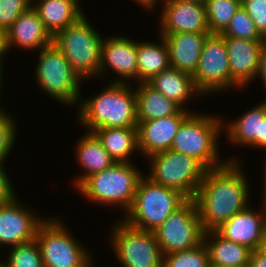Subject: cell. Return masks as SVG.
Listing matches in <instances>:
<instances>
[{
  "label": "cell",
  "instance_id": "8d00e7d4",
  "mask_svg": "<svg viewBox=\"0 0 266 267\" xmlns=\"http://www.w3.org/2000/svg\"><path fill=\"white\" fill-rule=\"evenodd\" d=\"M136 2L137 5L141 6V8H144L145 11L153 12L156 11L155 9H159L160 3L164 6L168 0H132Z\"/></svg>",
  "mask_w": 266,
  "mask_h": 267
},
{
  "label": "cell",
  "instance_id": "30bf717a",
  "mask_svg": "<svg viewBox=\"0 0 266 267\" xmlns=\"http://www.w3.org/2000/svg\"><path fill=\"white\" fill-rule=\"evenodd\" d=\"M110 248L122 267H162L163 255L153 231H143L119 219L111 227Z\"/></svg>",
  "mask_w": 266,
  "mask_h": 267
},
{
  "label": "cell",
  "instance_id": "836d02e7",
  "mask_svg": "<svg viewBox=\"0 0 266 267\" xmlns=\"http://www.w3.org/2000/svg\"><path fill=\"white\" fill-rule=\"evenodd\" d=\"M30 6L31 0H0V30L6 32Z\"/></svg>",
  "mask_w": 266,
  "mask_h": 267
},
{
  "label": "cell",
  "instance_id": "ffe728a7",
  "mask_svg": "<svg viewBox=\"0 0 266 267\" xmlns=\"http://www.w3.org/2000/svg\"><path fill=\"white\" fill-rule=\"evenodd\" d=\"M159 35L163 36L168 46L171 67L193 75L200 59L204 41L210 33L182 32Z\"/></svg>",
  "mask_w": 266,
  "mask_h": 267
},
{
  "label": "cell",
  "instance_id": "d590c367",
  "mask_svg": "<svg viewBox=\"0 0 266 267\" xmlns=\"http://www.w3.org/2000/svg\"><path fill=\"white\" fill-rule=\"evenodd\" d=\"M5 169L6 166L0 165V205L9 202L17 195L11 177Z\"/></svg>",
  "mask_w": 266,
  "mask_h": 267
},
{
  "label": "cell",
  "instance_id": "9c48e42d",
  "mask_svg": "<svg viewBox=\"0 0 266 267\" xmlns=\"http://www.w3.org/2000/svg\"><path fill=\"white\" fill-rule=\"evenodd\" d=\"M148 173L152 182L182 192L194 199L207 169L195 158L171 149L149 156Z\"/></svg>",
  "mask_w": 266,
  "mask_h": 267
},
{
  "label": "cell",
  "instance_id": "e575fe53",
  "mask_svg": "<svg viewBox=\"0 0 266 267\" xmlns=\"http://www.w3.org/2000/svg\"><path fill=\"white\" fill-rule=\"evenodd\" d=\"M241 7L249 14L259 33L266 39V0H241Z\"/></svg>",
  "mask_w": 266,
  "mask_h": 267
},
{
  "label": "cell",
  "instance_id": "7bdbcfd3",
  "mask_svg": "<svg viewBox=\"0 0 266 267\" xmlns=\"http://www.w3.org/2000/svg\"><path fill=\"white\" fill-rule=\"evenodd\" d=\"M264 151H266V148H265V150ZM266 156V155H265ZM266 158V157H265ZM264 163L265 164H263V166H265V167H263V169H264V171H263V177H262V191H264L263 192V196H264V198H263V200H265L266 201V159H264Z\"/></svg>",
  "mask_w": 266,
  "mask_h": 267
},
{
  "label": "cell",
  "instance_id": "7402d4cb",
  "mask_svg": "<svg viewBox=\"0 0 266 267\" xmlns=\"http://www.w3.org/2000/svg\"><path fill=\"white\" fill-rule=\"evenodd\" d=\"M32 7L52 37L85 15L80 0H32Z\"/></svg>",
  "mask_w": 266,
  "mask_h": 267
},
{
  "label": "cell",
  "instance_id": "83f0119b",
  "mask_svg": "<svg viewBox=\"0 0 266 267\" xmlns=\"http://www.w3.org/2000/svg\"><path fill=\"white\" fill-rule=\"evenodd\" d=\"M136 94L137 122L175 115L181 107L168 99L147 82L134 84Z\"/></svg>",
  "mask_w": 266,
  "mask_h": 267
},
{
  "label": "cell",
  "instance_id": "3957f363",
  "mask_svg": "<svg viewBox=\"0 0 266 267\" xmlns=\"http://www.w3.org/2000/svg\"><path fill=\"white\" fill-rule=\"evenodd\" d=\"M220 116L215 113L191 112L182 121L171 150L195 158L207 170L225 165L229 160L220 157L222 152L218 145L226 120Z\"/></svg>",
  "mask_w": 266,
  "mask_h": 267
},
{
  "label": "cell",
  "instance_id": "f546056e",
  "mask_svg": "<svg viewBox=\"0 0 266 267\" xmlns=\"http://www.w3.org/2000/svg\"><path fill=\"white\" fill-rule=\"evenodd\" d=\"M7 254L2 261L7 267H44L36 239L10 247Z\"/></svg>",
  "mask_w": 266,
  "mask_h": 267
},
{
  "label": "cell",
  "instance_id": "7c38bea8",
  "mask_svg": "<svg viewBox=\"0 0 266 267\" xmlns=\"http://www.w3.org/2000/svg\"><path fill=\"white\" fill-rule=\"evenodd\" d=\"M192 77L196 89L203 96L231 92L229 57L221 35L210 34L206 38Z\"/></svg>",
  "mask_w": 266,
  "mask_h": 267
},
{
  "label": "cell",
  "instance_id": "7dc6e473",
  "mask_svg": "<svg viewBox=\"0 0 266 267\" xmlns=\"http://www.w3.org/2000/svg\"><path fill=\"white\" fill-rule=\"evenodd\" d=\"M0 267H7V266L1 262Z\"/></svg>",
  "mask_w": 266,
  "mask_h": 267
},
{
  "label": "cell",
  "instance_id": "2e32d148",
  "mask_svg": "<svg viewBox=\"0 0 266 267\" xmlns=\"http://www.w3.org/2000/svg\"><path fill=\"white\" fill-rule=\"evenodd\" d=\"M160 7L158 34L210 33L205 4L168 0Z\"/></svg>",
  "mask_w": 266,
  "mask_h": 267
},
{
  "label": "cell",
  "instance_id": "5b68a950",
  "mask_svg": "<svg viewBox=\"0 0 266 267\" xmlns=\"http://www.w3.org/2000/svg\"><path fill=\"white\" fill-rule=\"evenodd\" d=\"M188 200L182 192L156 184L144 175L138 183L132 206L120 219L136 229L155 231Z\"/></svg>",
  "mask_w": 266,
  "mask_h": 267
},
{
  "label": "cell",
  "instance_id": "8992f818",
  "mask_svg": "<svg viewBox=\"0 0 266 267\" xmlns=\"http://www.w3.org/2000/svg\"><path fill=\"white\" fill-rule=\"evenodd\" d=\"M86 16L85 14L76 23L52 37V43L63 53L84 82L85 79L97 80L99 77L101 47L105 37Z\"/></svg>",
  "mask_w": 266,
  "mask_h": 267
},
{
  "label": "cell",
  "instance_id": "d6a6232c",
  "mask_svg": "<svg viewBox=\"0 0 266 267\" xmlns=\"http://www.w3.org/2000/svg\"><path fill=\"white\" fill-rule=\"evenodd\" d=\"M12 114L0 107V165H6L8 155L11 156V150L14 148L17 139L16 120Z\"/></svg>",
  "mask_w": 266,
  "mask_h": 267
},
{
  "label": "cell",
  "instance_id": "f6af8a7d",
  "mask_svg": "<svg viewBox=\"0 0 266 267\" xmlns=\"http://www.w3.org/2000/svg\"><path fill=\"white\" fill-rule=\"evenodd\" d=\"M205 4L206 0H177Z\"/></svg>",
  "mask_w": 266,
  "mask_h": 267
},
{
  "label": "cell",
  "instance_id": "9a60e30c",
  "mask_svg": "<svg viewBox=\"0 0 266 267\" xmlns=\"http://www.w3.org/2000/svg\"><path fill=\"white\" fill-rule=\"evenodd\" d=\"M222 37L229 57L231 89L243 90V87H247L256 80L261 52L266 41Z\"/></svg>",
  "mask_w": 266,
  "mask_h": 267
},
{
  "label": "cell",
  "instance_id": "e0dca14e",
  "mask_svg": "<svg viewBox=\"0 0 266 267\" xmlns=\"http://www.w3.org/2000/svg\"><path fill=\"white\" fill-rule=\"evenodd\" d=\"M191 113L180 109L175 115L138 122V147L144 159L171 149L173 139L182 121Z\"/></svg>",
  "mask_w": 266,
  "mask_h": 267
},
{
  "label": "cell",
  "instance_id": "d6986e66",
  "mask_svg": "<svg viewBox=\"0 0 266 267\" xmlns=\"http://www.w3.org/2000/svg\"><path fill=\"white\" fill-rule=\"evenodd\" d=\"M6 39L8 51L17 47L33 52L52 44V36L32 6L25 10L6 31Z\"/></svg>",
  "mask_w": 266,
  "mask_h": 267
},
{
  "label": "cell",
  "instance_id": "484cf974",
  "mask_svg": "<svg viewBox=\"0 0 266 267\" xmlns=\"http://www.w3.org/2000/svg\"><path fill=\"white\" fill-rule=\"evenodd\" d=\"M93 133L115 162H132L131 157L134 154L141 156L137 127L97 128Z\"/></svg>",
  "mask_w": 266,
  "mask_h": 267
},
{
  "label": "cell",
  "instance_id": "52a82bcc",
  "mask_svg": "<svg viewBox=\"0 0 266 267\" xmlns=\"http://www.w3.org/2000/svg\"><path fill=\"white\" fill-rule=\"evenodd\" d=\"M34 80L40 90L63 104L77 108L84 82L63 53L52 43L38 51Z\"/></svg>",
  "mask_w": 266,
  "mask_h": 267
},
{
  "label": "cell",
  "instance_id": "cb8c5ba5",
  "mask_svg": "<svg viewBox=\"0 0 266 267\" xmlns=\"http://www.w3.org/2000/svg\"><path fill=\"white\" fill-rule=\"evenodd\" d=\"M147 83L168 99L173 100L182 109L191 112L195 110L187 109L186 104L194 100V98H204L196 89L192 75L181 72L173 67L163 70L158 75L152 77Z\"/></svg>",
  "mask_w": 266,
  "mask_h": 267
},
{
  "label": "cell",
  "instance_id": "d4e9b609",
  "mask_svg": "<svg viewBox=\"0 0 266 267\" xmlns=\"http://www.w3.org/2000/svg\"><path fill=\"white\" fill-rule=\"evenodd\" d=\"M203 243L208 251L210 265L249 266L253 250L225 239L216 230L206 231Z\"/></svg>",
  "mask_w": 266,
  "mask_h": 267
},
{
  "label": "cell",
  "instance_id": "277c9868",
  "mask_svg": "<svg viewBox=\"0 0 266 267\" xmlns=\"http://www.w3.org/2000/svg\"><path fill=\"white\" fill-rule=\"evenodd\" d=\"M134 164L115 162L109 168L87 177L76 189L92 203L116 206L126 213L132 206L138 183L144 176V172Z\"/></svg>",
  "mask_w": 266,
  "mask_h": 267
},
{
  "label": "cell",
  "instance_id": "6da1fadb",
  "mask_svg": "<svg viewBox=\"0 0 266 267\" xmlns=\"http://www.w3.org/2000/svg\"><path fill=\"white\" fill-rule=\"evenodd\" d=\"M237 156L228 157L223 166L207 170L196 192L194 201L205 232L216 230L251 204L250 180Z\"/></svg>",
  "mask_w": 266,
  "mask_h": 267
},
{
  "label": "cell",
  "instance_id": "ab89813d",
  "mask_svg": "<svg viewBox=\"0 0 266 267\" xmlns=\"http://www.w3.org/2000/svg\"><path fill=\"white\" fill-rule=\"evenodd\" d=\"M8 51L7 48V39H6V32L0 30V65L4 66V60L6 59Z\"/></svg>",
  "mask_w": 266,
  "mask_h": 267
},
{
  "label": "cell",
  "instance_id": "5bb4252c",
  "mask_svg": "<svg viewBox=\"0 0 266 267\" xmlns=\"http://www.w3.org/2000/svg\"><path fill=\"white\" fill-rule=\"evenodd\" d=\"M109 70L116 77L110 78L111 83L137 84V40L127 36L108 35L101 47V66L99 78L105 77ZM129 80V81H128Z\"/></svg>",
  "mask_w": 266,
  "mask_h": 267
},
{
  "label": "cell",
  "instance_id": "7a4b0ae2",
  "mask_svg": "<svg viewBox=\"0 0 266 267\" xmlns=\"http://www.w3.org/2000/svg\"><path fill=\"white\" fill-rule=\"evenodd\" d=\"M106 84L109 85L100 93L88 98L81 96L76 108L78 124L86 130L85 132H93L97 128L137 127L134 84L111 82Z\"/></svg>",
  "mask_w": 266,
  "mask_h": 267
},
{
  "label": "cell",
  "instance_id": "b9f144b4",
  "mask_svg": "<svg viewBox=\"0 0 266 267\" xmlns=\"http://www.w3.org/2000/svg\"><path fill=\"white\" fill-rule=\"evenodd\" d=\"M257 251L260 254H262V255H264L266 257V231L263 234V237H262V239H261V241L259 243V246L257 248Z\"/></svg>",
  "mask_w": 266,
  "mask_h": 267
},
{
  "label": "cell",
  "instance_id": "ba28073f",
  "mask_svg": "<svg viewBox=\"0 0 266 267\" xmlns=\"http://www.w3.org/2000/svg\"><path fill=\"white\" fill-rule=\"evenodd\" d=\"M35 239L44 267H95L92 252L69 232L64 221L57 216L48 217L39 226Z\"/></svg>",
  "mask_w": 266,
  "mask_h": 267
},
{
  "label": "cell",
  "instance_id": "603a6c76",
  "mask_svg": "<svg viewBox=\"0 0 266 267\" xmlns=\"http://www.w3.org/2000/svg\"><path fill=\"white\" fill-rule=\"evenodd\" d=\"M76 142V148H74L75 161H77L79 167L81 166L79 169L84 171L72 181L75 188L90 175L103 171L115 163L93 132H86Z\"/></svg>",
  "mask_w": 266,
  "mask_h": 267
},
{
  "label": "cell",
  "instance_id": "74e56055",
  "mask_svg": "<svg viewBox=\"0 0 266 267\" xmlns=\"http://www.w3.org/2000/svg\"><path fill=\"white\" fill-rule=\"evenodd\" d=\"M256 78H261V81L263 82V88L265 87L266 90V44L262 49L261 56H260V64L258 73L256 75ZM266 92V91H265ZM266 100V98H265Z\"/></svg>",
  "mask_w": 266,
  "mask_h": 267
},
{
  "label": "cell",
  "instance_id": "4316f807",
  "mask_svg": "<svg viewBox=\"0 0 266 267\" xmlns=\"http://www.w3.org/2000/svg\"><path fill=\"white\" fill-rule=\"evenodd\" d=\"M157 37V42L137 41V83L148 82L171 67L168 46L163 36Z\"/></svg>",
  "mask_w": 266,
  "mask_h": 267
},
{
  "label": "cell",
  "instance_id": "4fadbf2b",
  "mask_svg": "<svg viewBox=\"0 0 266 267\" xmlns=\"http://www.w3.org/2000/svg\"><path fill=\"white\" fill-rule=\"evenodd\" d=\"M21 202L16 195L0 205V248L17 246L35 239L39 226L47 219Z\"/></svg>",
  "mask_w": 266,
  "mask_h": 267
},
{
  "label": "cell",
  "instance_id": "8fae6325",
  "mask_svg": "<svg viewBox=\"0 0 266 267\" xmlns=\"http://www.w3.org/2000/svg\"><path fill=\"white\" fill-rule=\"evenodd\" d=\"M153 232L162 255L200 245L205 231L194 199H189L182 207L172 212Z\"/></svg>",
  "mask_w": 266,
  "mask_h": 267
},
{
  "label": "cell",
  "instance_id": "f35d334b",
  "mask_svg": "<svg viewBox=\"0 0 266 267\" xmlns=\"http://www.w3.org/2000/svg\"><path fill=\"white\" fill-rule=\"evenodd\" d=\"M249 267H266V257L257 250H253L250 256Z\"/></svg>",
  "mask_w": 266,
  "mask_h": 267
},
{
  "label": "cell",
  "instance_id": "f1b7e54d",
  "mask_svg": "<svg viewBox=\"0 0 266 267\" xmlns=\"http://www.w3.org/2000/svg\"><path fill=\"white\" fill-rule=\"evenodd\" d=\"M241 6V0H206V17L210 34H222Z\"/></svg>",
  "mask_w": 266,
  "mask_h": 267
},
{
  "label": "cell",
  "instance_id": "1f68e13d",
  "mask_svg": "<svg viewBox=\"0 0 266 267\" xmlns=\"http://www.w3.org/2000/svg\"><path fill=\"white\" fill-rule=\"evenodd\" d=\"M232 38L249 39L252 41H266L259 33L249 14L240 6L230 21L226 30L220 34Z\"/></svg>",
  "mask_w": 266,
  "mask_h": 267
},
{
  "label": "cell",
  "instance_id": "ee69618b",
  "mask_svg": "<svg viewBox=\"0 0 266 267\" xmlns=\"http://www.w3.org/2000/svg\"><path fill=\"white\" fill-rule=\"evenodd\" d=\"M3 69H4V66H2V65H0V100H1V96H3L2 95V87H3V81L4 80H2V79H4L5 77L3 76L4 75V71H3ZM0 102H2V101H0ZM1 107V106H0Z\"/></svg>",
  "mask_w": 266,
  "mask_h": 267
},
{
  "label": "cell",
  "instance_id": "4dcf8cb0",
  "mask_svg": "<svg viewBox=\"0 0 266 267\" xmlns=\"http://www.w3.org/2000/svg\"><path fill=\"white\" fill-rule=\"evenodd\" d=\"M162 267H210L207 248L202 242L191 249L163 255Z\"/></svg>",
  "mask_w": 266,
  "mask_h": 267
},
{
  "label": "cell",
  "instance_id": "44dd1931",
  "mask_svg": "<svg viewBox=\"0 0 266 267\" xmlns=\"http://www.w3.org/2000/svg\"><path fill=\"white\" fill-rule=\"evenodd\" d=\"M266 116V100L259 102L238 116L236 119L223 123V130L228 143L239 147L258 148L260 150L261 121Z\"/></svg>",
  "mask_w": 266,
  "mask_h": 267
},
{
  "label": "cell",
  "instance_id": "ac0fdd59",
  "mask_svg": "<svg viewBox=\"0 0 266 267\" xmlns=\"http://www.w3.org/2000/svg\"><path fill=\"white\" fill-rule=\"evenodd\" d=\"M257 210L251 204L224 222L216 231L225 239L257 250L265 233L266 201ZM262 210V211H261Z\"/></svg>",
  "mask_w": 266,
  "mask_h": 267
},
{
  "label": "cell",
  "instance_id": "60d3db41",
  "mask_svg": "<svg viewBox=\"0 0 266 267\" xmlns=\"http://www.w3.org/2000/svg\"><path fill=\"white\" fill-rule=\"evenodd\" d=\"M266 148V116L261 121L260 128V149L263 151Z\"/></svg>",
  "mask_w": 266,
  "mask_h": 267
},
{
  "label": "cell",
  "instance_id": "bcb514c9",
  "mask_svg": "<svg viewBox=\"0 0 266 267\" xmlns=\"http://www.w3.org/2000/svg\"><path fill=\"white\" fill-rule=\"evenodd\" d=\"M210 267H249V266H219V265H210Z\"/></svg>",
  "mask_w": 266,
  "mask_h": 267
}]
</instances>
